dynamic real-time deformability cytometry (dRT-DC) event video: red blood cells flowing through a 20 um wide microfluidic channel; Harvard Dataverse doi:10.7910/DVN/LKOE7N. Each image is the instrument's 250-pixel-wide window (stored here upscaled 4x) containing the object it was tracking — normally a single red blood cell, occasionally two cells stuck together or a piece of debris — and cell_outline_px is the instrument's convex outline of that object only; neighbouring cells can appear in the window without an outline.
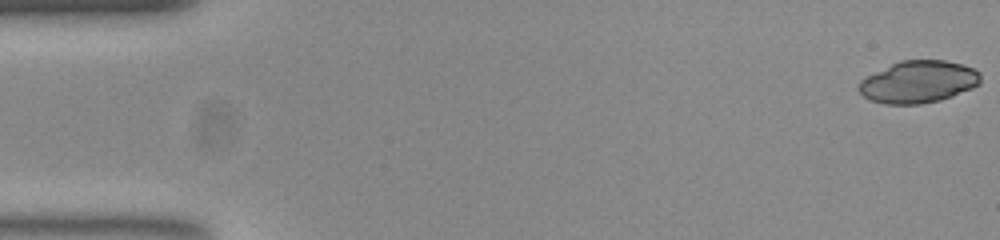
{"species": "common noctule bat (a hibernating species)", "species_latin": "Nyctalus noctula", "temperature_condition": "room temperature", "stored_images_in_passage": 52, "camera_frame_rate_fps": 3000, "um_per_image_px": 0.085, "animal": {"sex": "female", "body_mass_g": 23.0, "forearm_length_mm": 53.4}, "frame": {"image": 1, "passage_image": 1, "time_ms": 0.0, "image_size_px": [1000, 240], "cell_outline_px": [[980, 84], [972, 88], [952, 96], [940, 100], [920, 104], [884, 104], [872, 100], [864, 96], [856, 88], [860, 80], [900, 60], [944, 60], [960, 64], [972, 68], [980, 72]], "centroid_in_image_um": [78.06, 6.96], "position_along_channel_um": 6.9, "area_um2": 29.71}}